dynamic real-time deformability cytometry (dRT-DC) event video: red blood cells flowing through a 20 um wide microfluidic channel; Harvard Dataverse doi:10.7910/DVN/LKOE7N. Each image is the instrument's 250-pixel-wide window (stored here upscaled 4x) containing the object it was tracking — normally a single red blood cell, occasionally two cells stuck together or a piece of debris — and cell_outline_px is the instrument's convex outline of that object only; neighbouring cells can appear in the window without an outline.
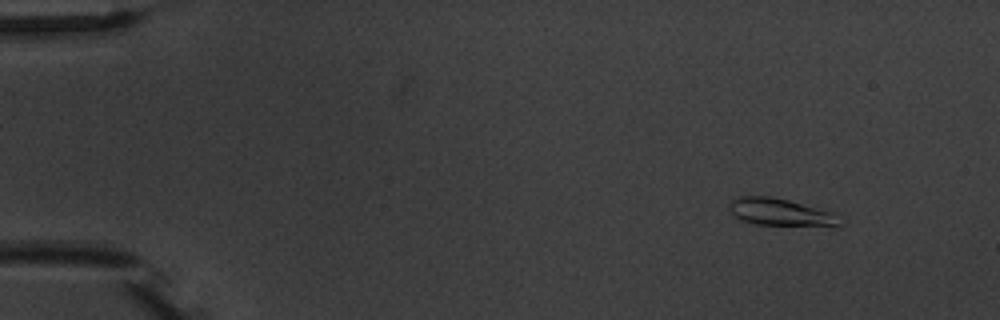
{"species": "common noctule bat (a hibernating species)", "species_latin": "Nyctalus noctula", "temperature_condition": "warm", "stored_images_in_passage": 4, "camera_frame_rate_fps": 3000, "um_per_image_px": 0.085, "animal": {"sex": "male", "body_mass_g": 20.1, "forearm_length_mm": 53.5}, "frame": {"image": 1, "passage_image": 1, "time_ms": 0.0, "image_size_px": [1000, 320], "cell_outline_px": [[840, 224], [836, 228], [756, 224], [732, 216], [728, 204], [732, 200], [740, 196], [772, 196], [788, 200], [832, 212]], "centroid_in_image_um": [66.34, 18.06], "position_along_channel_um": 18.7, "area_um2": 17.8}}